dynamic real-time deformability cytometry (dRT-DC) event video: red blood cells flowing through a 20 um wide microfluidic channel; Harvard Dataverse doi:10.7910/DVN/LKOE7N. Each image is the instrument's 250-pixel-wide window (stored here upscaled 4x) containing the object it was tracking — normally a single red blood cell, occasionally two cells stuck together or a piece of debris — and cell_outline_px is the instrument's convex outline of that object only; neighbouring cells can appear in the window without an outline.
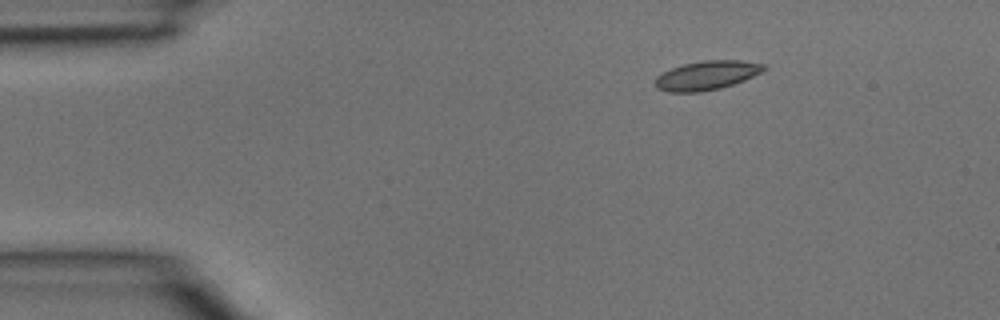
{"species": "common noctule bat (a hibernating species)", "species_latin": "Nyctalus noctula", "temperature_condition": "room temperature", "stored_images_in_passage": 4, "camera_frame_rate_fps": 3000, "um_per_image_px": 0.085, "animal": {"sex": "male", "body_mass_g": 15.6}, "frame": {"image": 1, "passage_image": 2, "time_ms": 0.333, "image_size_px": [1000, 320], "cell_outline_px": [[768, 68], [744, 80], [720, 88], [700, 92], [668, 92], [656, 88], [656, 76], [672, 68], [684, 64], [704, 60], [740, 60], [764, 64]], "centroid_in_image_um": [60.07, 6.4], "position_along_channel_um": 24.9, "area_um2": 18.21}}
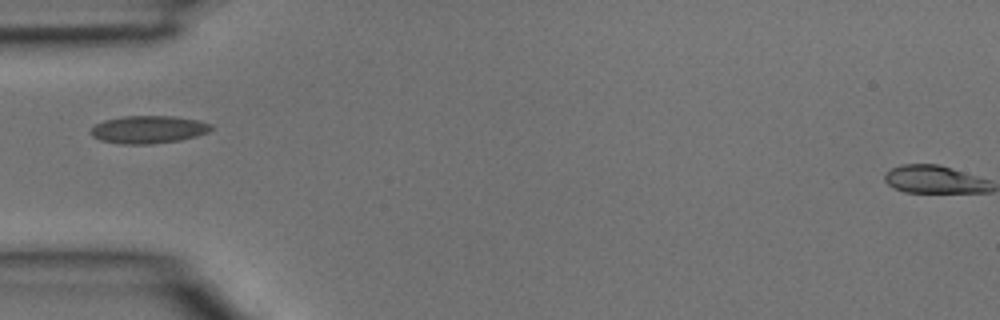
{"frame": {"image": 2, "passage_image": 4, "time_ms": 1.0, "image_size_px": [1000, 320], "cell_outline_px": [[212, 128], [208, 132], [196, 136], [180, 140], [152, 144], [124, 144], [100, 140], [92, 136], [88, 132], [96, 124], [104, 120], [124, 116], [172, 116], [200, 120], [212, 124]], "centroid_in_image_um": [12.62, 11.0], "position_along_channel_um": 72.4, "area_um2": 19.48}}